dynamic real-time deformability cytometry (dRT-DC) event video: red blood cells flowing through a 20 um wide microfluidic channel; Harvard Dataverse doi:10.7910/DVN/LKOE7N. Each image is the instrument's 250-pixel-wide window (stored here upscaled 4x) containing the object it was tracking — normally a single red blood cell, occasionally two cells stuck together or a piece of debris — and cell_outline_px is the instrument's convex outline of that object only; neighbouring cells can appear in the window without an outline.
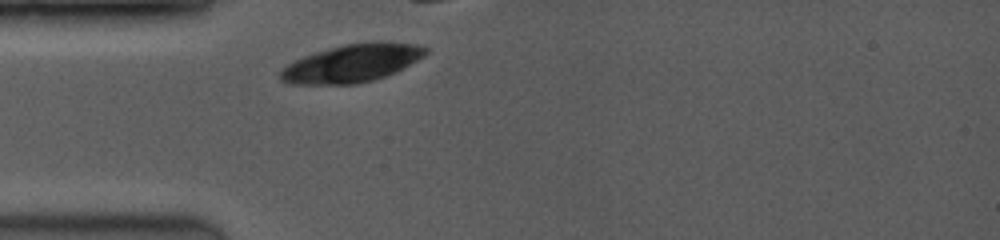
{"species": "common noctule bat (a hibernating species)", "species_latin": "Nyctalus noctula", "temperature_condition": "room temperature", "stored_images_in_passage": 7, "camera_frame_rate_fps": 3500, "um_per_image_px": 0.085, "animal": {"sex": "female", "body_mass_g": 19.0, "forearm_length_mm": 53.3}, "frame": {"image": 1, "passage_image": 1, "time_ms": 0.0, "image_size_px": [1000, 240], "cell_outline_px": [[428, 52], [424, 56], [384, 76], [372, 80], [356, 84], [288, 84], [280, 80], [280, 72], [288, 64], [304, 56], [328, 48], [344, 44], [372, 40], [384, 40], [416, 44], [428, 48]], "centroid_in_image_um": [29.92, 5.34], "position_along_channel_um": 55.1, "area_um2": 32.02}}
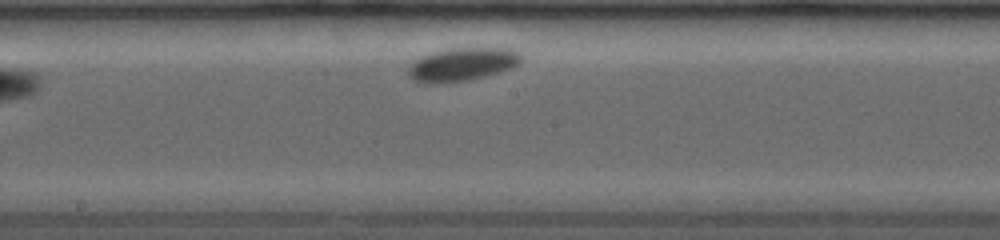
{"frame": {"image": 2, "passage_image": 7, "time_ms": 5.143, "image_size_px": [1000, 240], "cell_outline_px": [[524, 60], [516, 68], [472, 80], [432, 84], [428, 84], [412, 80], [408, 76], [408, 68], [420, 56], [432, 52], [448, 48], [512, 48], [520, 52], [524, 56]], "centroid_in_image_um": [39.37, 5.48], "position_along_channel_um": 208.8, "area_um2": 22.6}}